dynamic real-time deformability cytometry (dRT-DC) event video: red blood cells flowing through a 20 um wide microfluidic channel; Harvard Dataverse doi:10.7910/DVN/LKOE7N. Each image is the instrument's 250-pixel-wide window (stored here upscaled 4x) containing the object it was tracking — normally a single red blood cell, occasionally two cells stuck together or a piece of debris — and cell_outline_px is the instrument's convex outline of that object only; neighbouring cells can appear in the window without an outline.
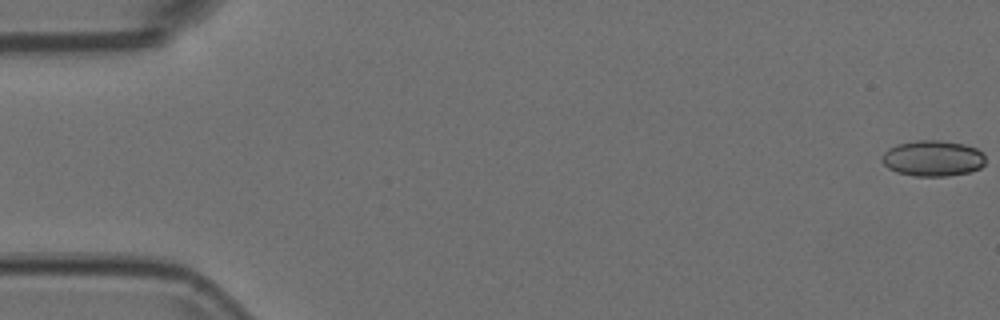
{"species": "Egyptian fruit bat (a non-hibernating species)", "species_latin": "Rousettus aegyptiacus", "temperature_condition": "room temperature", "stored_images_in_passage": 55, "camera_frame_rate_fps": 3000, "um_per_image_px": 0.085, "animal": {"sex": "female"}, "frame": {"image": 1, "passage_image": 1, "time_ms": 0.0, "image_size_px": [1000, 320], "cell_outline_px": [[984, 164], [980, 168], [968, 172], [948, 176], [916, 176], [896, 172], [888, 168], [880, 160], [880, 156], [888, 148], [896, 144], [916, 140], [940, 140], [964, 144], [976, 148], [984, 152]], "centroid_in_image_um": [79.26, 13.45], "position_along_channel_um": 5.7, "area_um2": 21.85}}
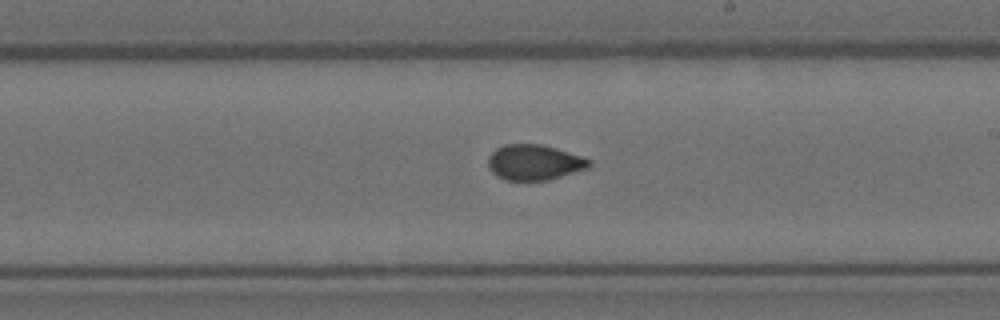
{"frame": {"image": 2, "passage_image": 32, "time_ms": 10.333, "image_size_px": [1000, 320], "cell_outline_px": [[592, 164], [588, 168], [548, 180], [504, 180], [496, 176], [488, 168], [488, 156], [496, 148], [504, 144], [540, 144], [580, 156], [592, 160]], "centroid_in_image_um": [45.38, 13.81], "position_along_channel_um": 243.6, "area_um2": 20.81}}
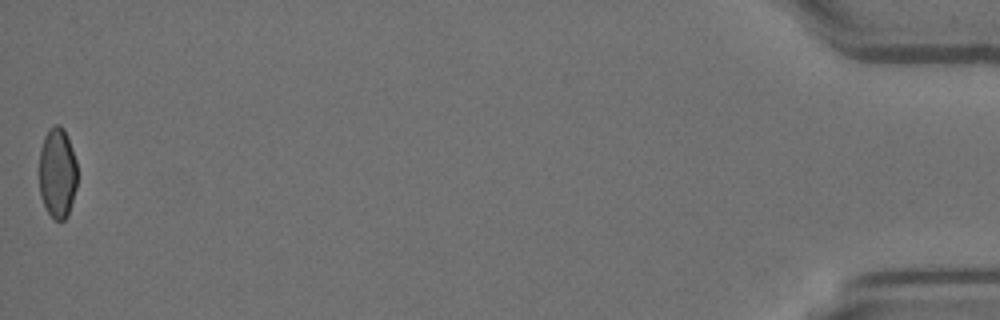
{"frame": {"image": 3, "passage_image": 55, "time_ms": 18.0, "image_size_px": [1000, 320], "cell_outline_px": [[76, 188], [68, 216], [64, 220], [52, 220], [40, 196], [40, 148], [44, 136], [48, 128], [52, 124], [60, 124], [64, 128], [76, 160]], "centroid_in_image_um": [4.87, 14.68], "position_along_channel_um": 430.3, "area_um2": 20.23}}